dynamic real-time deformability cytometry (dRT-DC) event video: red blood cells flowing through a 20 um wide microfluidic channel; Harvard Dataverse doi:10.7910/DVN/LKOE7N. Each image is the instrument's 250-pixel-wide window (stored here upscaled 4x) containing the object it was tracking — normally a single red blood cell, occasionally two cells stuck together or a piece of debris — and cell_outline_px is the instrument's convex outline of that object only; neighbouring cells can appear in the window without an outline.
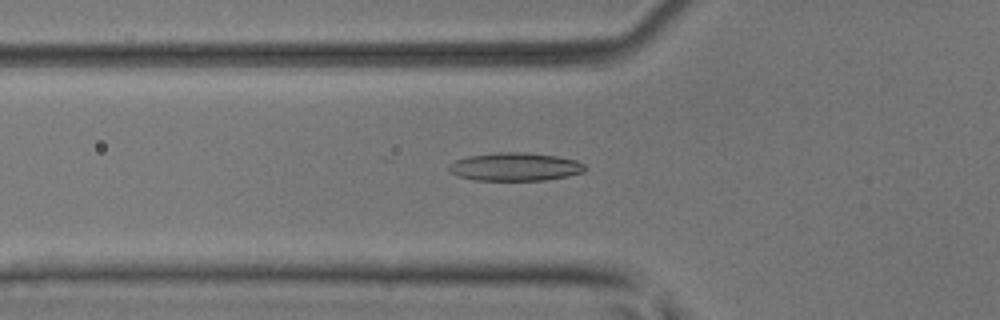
{"species": "common noctule bat (a hibernating species)", "species_latin": "Nyctalus noctula", "temperature_condition": "room temperature", "stored_images_in_passage": 51, "camera_frame_rate_fps": 3000, "um_per_image_px": 0.085, "animal": {"sex": "male", "body_mass_g": 17.9, "forearm_length_mm": 54.2}, "frame": {"image": 1, "passage_image": 18, "time_ms": 5.667, "image_size_px": [1000, 320], "cell_outline_px": [[588, 168], [584, 172], [568, 176], [544, 180], [476, 180], [456, 176], [448, 172], [448, 164], [456, 160], [468, 156], [496, 152], [524, 152], [556, 156], [576, 160], [584, 164]], "centroid_in_image_um": [43.76, 14.18], "position_along_channel_um": 82.0, "area_um2": 22.54}}
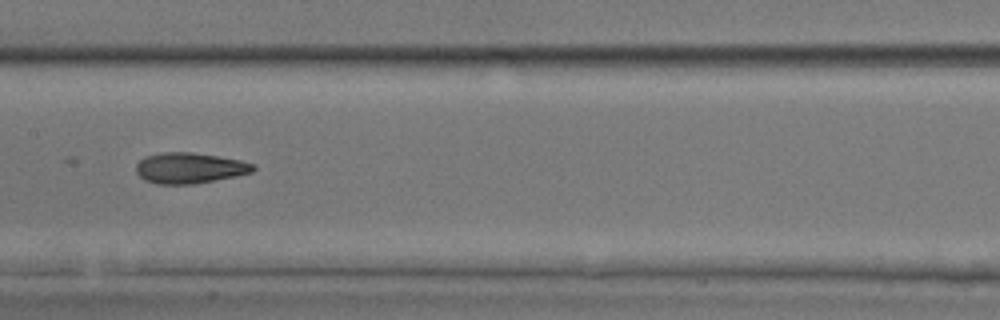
{"frame": {"image": 2, "passage_image": 26, "time_ms": 8.333, "image_size_px": [1000, 320], "cell_outline_px": [[256, 168], [252, 172], [236, 176], [192, 184], [156, 184], [144, 180], [136, 172], [136, 164], [144, 156], [164, 152], [192, 152], [240, 160], [256, 164]], "centroid_in_image_um": [16.1, 14.28], "position_along_channel_um": 191.3, "area_um2": 20.98}}
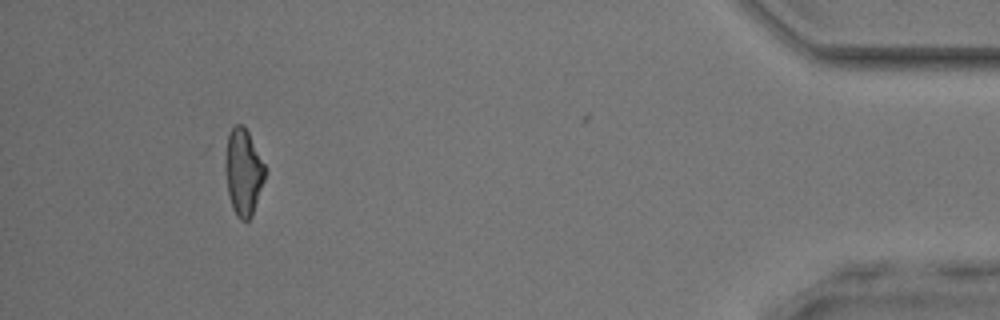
{"frame": {"image": 3, "passage_image": 47, "time_ms": 15.333, "image_size_px": [1000, 320], "cell_outline_px": [[268, 172], [252, 216], [248, 220], [240, 220], [236, 216], [232, 208], [216, 152], [232, 128], [236, 124], [244, 124], [268, 168]], "centroid_in_image_um": [20.58, 14.53], "position_along_channel_um": 414.6, "area_um2": 22.37}, "authors_computed_cell_mechanics": {"area_um2": 21.1548, "velocity_mm_per_s": 4.0857, "shape_relaxation_time_tau1_ms": 7.892, "shape_relaxation_time_tau2_ms": 2.0421, "deformation_change_tau1": 0.2288, "deformation_change_tau2": 0.0965}}